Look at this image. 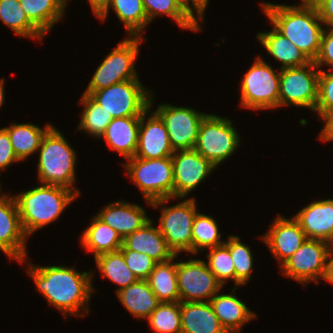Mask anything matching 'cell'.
<instances>
[{"label":"cell","instance_id":"obj_1","mask_svg":"<svg viewBox=\"0 0 333 333\" xmlns=\"http://www.w3.org/2000/svg\"><path fill=\"white\" fill-rule=\"evenodd\" d=\"M26 261L27 274L34 280L36 289L63 316L81 317L84 314V317L89 313L88 302L94 292L93 271L82 273L73 266H39Z\"/></svg>","mask_w":333,"mask_h":333},{"label":"cell","instance_id":"obj_2","mask_svg":"<svg viewBox=\"0 0 333 333\" xmlns=\"http://www.w3.org/2000/svg\"><path fill=\"white\" fill-rule=\"evenodd\" d=\"M299 5L262 2L261 9L279 33L290 40L314 61L320 51L324 24L311 0H301Z\"/></svg>","mask_w":333,"mask_h":333},{"label":"cell","instance_id":"obj_3","mask_svg":"<svg viewBox=\"0 0 333 333\" xmlns=\"http://www.w3.org/2000/svg\"><path fill=\"white\" fill-rule=\"evenodd\" d=\"M24 232L28 237L38 229L58 220L78 195L63 186L41 184L13 195Z\"/></svg>","mask_w":333,"mask_h":333},{"label":"cell","instance_id":"obj_4","mask_svg":"<svg viewBox=\"0 0 333 333\" xmlns=\"http://www.w3.org/2000/svg\"><path fill=\"white\" fill-rule=\"evenodd\" d=\"M38 152V181L66 187L79 195V189L74 186L77 154L54 125L44 134Z\"/></svg>","mask_w":333,"mask_h":333},{"label":"cell","instance_id":"obj_5","mask_svg":"<svg viewBox=\"0 0 333 333\" xmlns=\"http://www.w3.org/2000/svg\"><path fill=\"white\" fill-rule=\"evenodd\" d=\"M122 165L140 189L147 205L151 206V202L159 199L173 198L172 157L144 159L134 156Z\"/></svg>","mask_w":333,"mask_h":333},{"label":"cell","instance_id":"obj_6","mask_svg":"<svg viewBox=\"0 0 333 333\" xmlns=\"http://www.w3.org/2000/svg\"><path fill=\"white\" fill-rule=\"evenodd\" d=\"M139 79L125 80L92 92L89 96L112 118L141 117L152 108L153 92L144 88Z\"/></svg>","mask_w":333,"mask_h":333},{"label":"cell","instance_id":"obj_7","mask_svg":"<svg viewBox=\"0 0 333 333\" xmlns=\"http://www.w3.org/2000/svg\"><path fill=\"white\" fill-rule=\"evenodd\" d=\"M144 37H126L103 59L89 81L84 94L107 88L116 83L139 79L135 62L139 53V45Z\"/></svg>","mask_w":333,"mask_h":333},{"label":"cell","instance_id":"obj_8","mask_svg":"<svg viewBox=\"0 0 333 333\" xmlns=\"http://www.w3.org/2000/svg\"><path fill=\"white\" fill-rule=\"evenodd\" d=\"M172 199L174 198L151 202L152 207L162 208L159 217V231L175 255H179L183 251L191 254L192 225L198 212L196 200L195 198H183L184 201L172 206L164 205Z\"/></svg>","mask_w":333,"mask_h":333},{"label":"cell","instance_id":"obj_9","mask_svg":"<svg viewBox=\"0 0 333 333\" xmlns=\"http://www.w3.org/2000/svg\"><path fill=\"white\" fill-rule=\"evenodd\" d=\"M279 86L280 71L277 73L272 65L257 56L242 78L240 105L254 111L276 109L279 107Z\"/></svg>","mask_w":333,"mask_h":333},{"label":"cell","instance_id":"obj_10","mask_svg":"<svg viewBox=\"0 0 333 333\" xmlns=\"http://www.w3.org/2000/svg\"><path fill=\"white\" fill-rule=\"evenodd\" d=\"M231 121L212 113L203 118L199 127L194 149L216 167L240 146L239 132Z\"/></svg>","mask_w":333,"mask_h":333},{"label":"cell","instance_id":"obj_11","mask_svg":"<svg viewBox=\"0 0 333 333\" xmlns=\"http://www.w3.org/2000/svg\"><path fill=\"white\" fill-rule=\"evenodd\" d=\"M332 245L326 241L306 238L292 256L279 267L280 273L302 285L326 280Z\"/></svg>","mask_w":333,"mask_h":333},{"label":"cell","instance_id":"obj_12","mask_svg":"<svg viewBox=\"0 0 333 333\" xmlns=\"http://www.w3.org/2000/svg\"><path fill=\"white\" fill-rule=\"evenodd\" d=\"M279 70V107L295 105L315 111L320 73L315 61L303 66Z\"/></svg>","mask_w":333,"mask_h":333},{"label":"cell","instance_id":"obj_13","mask_svg":"<svg viewBox=\"0 0 333 333\" xmlns=\"http://www.w3.org/2000/svg\"><path fill=\"white\" fill-rule=\"evenodd\" d=\"M176 271L180 302H209L223 288L205 260L176 262Z\"/></svg>","mask_w":333,"mask_h":333},{"label":"cell","instance_id":"obj_14","mask_svg":"<svg viewBox=\"0 0 333 333\" xmlns=\"http://www.w3.org/2000/svg\"><path fill=\"white\" fill-rule=\"evenodd\" d=\"M154 112L164 122L174 151L194 149L206 113L167 103L160 104Z\"/></svg>","mask_w":333,"mask_h":333},{"label":"cell","instance_id":"obj_15","mask_svg":"<svg viewBox=\"0 0 333 333\" xmlns=\"http://www.w3.org/2000/svg\"><path fill=\"white\" fill-rule=\"evenodd\" d=\"M173 198H187L217 167L195 149L174 151Z\"/></svg>","mask_w":333,"mask_h":333},{"label":"cell","instance_id":"obj_16","mask_svg":"<svg viewBox=\"0 0 333 333\" xmlns=\"http://www.w3.org/2000/svg\"><path fill=\"white\" fill-rule=\"evenodd\" d=\"M1 195L0 190V250L11 260L23 264L27 256L26 239L14 196Z\"/></svg>","mask_w":333,"mask_h":333},{"label":"cell","instance_id":"obj_17","mask_svg":"<svg viewBox=\"0 0 333 333\" xmlns=\"http://www.w3.org/2000/svg\"><path fill=\"white\" fill-rule=\"evenodd\" d=\"M259 237L280 265L292 256L306 239L304 231L293 216L289 219L279 215L270 224L269 230Z\"/></svg>","mask_w":333,"mask_h":333},{"label":"cell","instance_id":"obj_18","mask_svg":"<svg viewBox=\"0 0 333 333\" xmlns=\"http://www.w3.org/2000/svg\"><path fill=\"white\" fill-rule=\"evenodd\" d=\"M150 110V108L147 109L141 115L135 157L144 159L171 157L174 150L165 124L154 111L150 113ZM148 113H150L149 116Z\"/></svg>","mask_w":333,"mask_h":333},{"label":"cell","instance_id":"obj_19","mask_svg":"<svg viewBox=\"0 0 333 333\" xmlns=\"http://www.w3.org/2000/svg\"><path fill=\"white\" fill-rule=\"evenodd\" d=\"M293 217L306 238L323 240L333 245V199L313 201Z\"/></svg>","mask_w":333,"mask_h":333},{"label":"cell","instance_id":"obj_20","mask_svg":"<svg viewBox=\"0 0 333 333\" xmlns=\"http://www.w3.org/2000/svg\"><path fill=\"white\" fill-rule=\"evenodd\" d=\"M96 216L114 229L122 239L151 220L141 205L123 200L108 203Z\"/></svg>","mask_w":333,"mask_h":333},{"label":"cell","instance_id":"obj_21","mask_svg":"<svg viewBox=\"0 0 333 333\" xmlns=\"http://www.w3.org/2000/svg\"><path fill=\"white\" fill-rule=\"evenodd\" d=\"M234 287L231 294H220L219 291L210 300L213 312L228 333H240L242 326L258 316L240 300Z\"/></svg>","mask_w":333,"mask_h":333},{"label":"cell","instance_id":"obj_22","mask_svg":"<svg viewBox=\"0 0 333 333\" xmlns=\"http://www.w3.org/2000/svg\"><path fill=\"white\" fill-rule=\"evenodd\" d=\"M149 220L141 229L134 231L123 239L120 250H132L150 256L154 261L165 262L175 256L168 247L158 227Z\"/></svg>","mask_w":333,"mask_h":333},{"label":"cell","instance_id":"obj_23","mask_svg":"<svg viewBox=\"0 0 333 333\" xmlns=\"http://www.w3.org/2000/svg\"><path fill=\"white\" fill-rule=\"evenodd\" d=\"M140 121L141 117L114 118L99 139H104L111 150L125 159L132 158L138 146Z\"/></svg>","mask_w":333,"mask_h":333},{"label":"cell","instance_id":"obj_24","mask_svg":"<svg viewBox=\"0 0 333 333\" xmlns=\"http://www.w3.org/2000/svg\"><path fill=\"white\" fill-rule=\"evenodd\" d=\"M181 333H228L209 302H180Z\"/></svg>","mask_w":333,"mask_h":333},{"label":"cell","instance_id":"obj_25","mask_svg":"<svg viewBox=\"0 0 333 333\" xmlns=\"http://www.w3.org/2000/svg\"><path fill=\"white\" fill-rule=\"evenodd\" d=\"M256 38L268 54L281 63L280 69L306 65L311 60L274 27L268 32L257 33Z\"/></svg>","mask_w":333,"mask_h":333},{"label":"cell","instance_id":"obj_26","mask_svg":"<svg viewBox=\"0 0 333 333\" xmlns=\"http://www.w3.org/2000/svg\"><path fill=\"white\" fill-rule=\"evenodd\" d=\"M109 8L124 24L128 37H142L145 26L149 24L142 0H110L96 17L100 21H104L109 13Z\"/></svg>","mask_w":333,"mask_h":333},{"label":"cell","instance_id":"obj_27","mask_svg":"<svg viewBox=\"0 0 333 333\" xmlns=\"http://www.w3.org/2000/svg\"><path fill=\"white\" fill-rule=\"evenodd\" d=\"M91 224L81 234V245L86 251L93 252L94 258L100 254L121 249L123 239L108 224L96 215L91 218Z\"/></svg>","mask_w":333,"mask_h":333},{"label":"cell","instance_id":"obj_28","mask_svg":"<svg viewBox=\"0 0 333 333\" xmlns=\"http://www.w3.org/2000/svg\"><path fill=\"white\" fill-rule=\"evenodd\" d=\"M116 294L126 310L140 319H147L160 303L146 280H138Z\"/></svg>","mask_w":333,"mask_h":333},{"label":"cell","instance_id":"obj_29","mask_svg":"<svg viewBox=\"0 0 333 333\" xmlns=\"http://www.w3.org/2000/svg\"><path fill=\"white\" fill-rule=\"evenodd\" d=\"M28 19L46 36L66 15L68 0H19Z\"/></svg>","mask_w":333,"mask_h":333},{"label":"cell","instance_id":"obj_30","mask_svg":"<svg viewBox=\"0 0 333 333\" xmlns=\"http://www.w3.org/2000/svg\"><path fill=\"white\" fill-rule=\"evenodd\" d=\"M178 255L168 261L156 263L146 281L159 302H179L176 262ZM175 262V263H174Z\"/></svg>","mask_w":333,"mask_h":333},{"label":"cell","instance_id":"obj_31","mask_svg":"<svg viewBox=\"0 0 333 333\" xmlns=\"http://www.w3.org/2000/svg\"><path fill=\"white\" fill-rule=\"evenodd\" d=\"M52 124H45L44 129L35 124L12 123L9 127H5L10 139L13 151L17 158L22 161L32 154L36 153L40 147L41 140Z\"/></svg>","mask_w":333,"mask_h":333},{"label":"cell","instance_id":"obj_32","mask_svg":"<svg viewBox=\"0 0 333 333\" xmlns=\"http://www.w3.org/2000/svg\"><path fill=\"white\" fill-rule=\"evenodd\" d=\"M0 20L19 37L39 41L45 37L28 19L19 0H0Z\"/></svg>","mask_w":333,"mask_h":333},{"label":"cell","instance_id":"obj_33","mask_svg":"<svg viewBox=\"0 0 333 333\" xmlns=\"http://www.w3.org/2000/svg\"><path fill=\"white\" fill-rule=\"evenodd\" d=\"M95 261L101 276L108 278L112 283L114 282L119 286L116 289L117 291L139 280L128 268L120 250L100 254L95 257Z\"/></svg>","mask_w":333,"mask_h":333},{"label":"cell","instance_id":"obj_34","mask_svg":"<svg viewBox=\"0 0 333 333\" xmlns=\"http://www.w3.org/2000/svg\"><path fill=\"white\" fill-rule=\"evenodd\" d=\"M218 223L209 215L197 212L192 225L191 253H203L206 249L218 247L225 244L221 240Z\"/></svg>","mask_w":333,"mask_h":333},{"label":"cell","instance_id":"obj_35","mask_svg":"<svg viewBox=\"0 0 333 333\" xmlns=\"http://www.w3.org/2000/svg\"><path fill=\"white\" fill-rule=\"evenodd\" d=\"M80 104L84 110L76 131L84 130L99 139L113 120L112 116L87 94H82Z\"/></svg>","mask_w":333,"mask_h":333},{"label":"cell","instance_id":"obj_36","mask_svg":"<svg viewBox=\"0 0 333 333\" xmlns=\"http://www.w3.org/2000/svg\"><path fill=\"white\" fill-rule=\"evenodd\" d=\"M230 251L235 269V287L245 286L251 279L253 270V253L250 247L241 242L239 236L229 235L224 244Z\"/></svg>","mask_w":333,"mask_h":333},{"label":"cell","instance_id":"obj_37","mask_svg":"<svg viewBox=\"0 0 333 333\" xmlns=\"http://www.w3.org/2000/svg\"><path fill=\"white\" fill-rule=\"evenodd\" d=\"M154 333H181L179 302H160L147 318Z\"/></svg>","mask_w":333,"mask_h":333},{"label":"cell","instance_id":"obj_38","mask_svg":"<svg viewBox=\"0 0 333 333\" xmlns=\"http://www.w3.org/2000/svg\"><path fill=\"white\" fill-rule=\"evenodd\" d=\"M147 19L150 22L156 16L166 15L170 17L182 29H188L193 32L202 31L173 0H142Z\"/></svg>","mask_w":333,"mask_h":333},{"label":"cell","instance_id":"obj_39","mask_svg":"<svg viewBox=\"0 0 333 333\" xmlns=\"http://www.w3.org/2000/svg\"><path fill=\"white\" fill-rule=\"evenodd\" d=\"M206 262L210 271L218 281L224 286L228 280H233L235 284V269L229 249L225 245L213 247L207 253Z\"/></svg>","mask_w":333,"mask_h":333},{"label":"cell","instance_id":"obj_40","mask_svg":"<svg viewBox=\"0 0 333 333\" xmlns=\"http://www.w3.org/2000/svg\"><path fill=\"white\" fill-rule=\"evenodd\" d=\"M329 71L320 69L319 73L318 100L314 111L319 118L333 109V70Z\"/></svg>","mask_w":333,"mask_h":333},{"label":"cell","instance_id":"obj_41","mask_svg":"<svg viewBox=\"0 0 333 333\" xmlns=\"http://www.w3.org/2000/svg\"><path fill=\"white\" fill-rule=\"evenodd\" d=\"M128 268L139 280H146L153 271L156 261L150 256L132 250H120Z\"/></svg>","mask_w":333,"mask_h":333},{"label":"cell","instance_id":"obj_42","mask_svg":"<svg viewBox=\"0 0 333 333\" xmlns=\"http://www.w3.org/2000/svg\"><path fill=\"white\" fill-rule=\"evenodd\" d=\"M325 27L322 34L320 51L314 61L319 70L321 67L327 65L331 67L328 70H333V26Z\"/></svg>","mask_w":333,"mask_h":333},{"label":"cell","instance_id":"obj_43","mask_svg":"<svg viewBox=\"0 0 333 333\" xmlns=\"http://www.w3.org/2000/svg\"><path fill=\"white\" fill-rule=\"evenodd\" d=\"M20 160L15 155L10 136L5 128L0 129V172L6 169L12 163Z\"/></svg>","mask_w":333,"mask_h":333},{"label":"cell","instance_id":"obj_44","mask_svg":"<svg viewBox=\"0 0 333 333\" xmlns=\"http://www.w3.org/2000/svg\"><path fill=\"white\" fill-rule=\"evenodd\" d=\"M178 7L194 22L198 27L203 23L205 10L195 0H173ZM194 9V10H193ZM195 11V13H194ZM196 15V17H195ZM200 20V22H199Z\"/></svg>","mask_w":333,"mask_h":333},{"label":"cell","instance_id":"obj_45","mask_svg":"<svg viewBox=\"0 0 333 333\" xmlns=\"http://www.w3.org/2000/svg\"><path fill=\"white\" fill-rule=\"evenodd\" d=\"M324 26H333V0H311Z\"/></svg>","mask_w":333,"mask_h":333},{"label":"cell","instance_id":"obj_46","mask_svg":"<svg viewBox=\"0 0 333 333\" xmlns=\"http://www.w3.org/2000/svg\"><path fill=\"white\" fill-rule=\"evenodd\" d=\"M320 119L324 122V127L321 129L318 137L323 142L333 140V109L327 110Z\"/></svg>","mask_w":333,"mask_h":333},{"label":"cell","instance_id":"obj_47","mask_svg":"<svg viewBox=\"0 0 333 333\" xmlns=\"http://www.w3.org/2000/svg\"><path fill=\"white\" fill-rule=\"evenodd\" d=\"M110 0H88L95 17L107 6Z\"/></svg>","mask_w":333,"mask_h":333},{"label":"cell","instance_id":"obj_48","mask_svg":"<svg viewBox=\"0 0 333 333\" xmlns=\"http://www.w3.org/2000/svg\"><path fill=\"white\" fill-rule=\"evenodd\" d=\"M325 281L333 285V246L329 254L328 274Z\"/></svg>","mask_w":333,"mask_h":333},{"label":"cell","instance_id":"obj_49","mask_svg":"<svg viewBox=\"0 0 333 333\" xmlns=\"http://www.w3.org/2000/svg\"><path fill=\"white\" fill-rule=\"evenodd\" d=\"M4 80L5 79H0V108L3 106L4 104V99H5V89H4Z\"/></svg>","mask_w":333,"mask_h":333},{"label":"cell","instance_id":"obj_50","mask_svg":"<svg viewBox=\"0 0 333 333\" xmlns=\"http://www.w3.org/2000/svg\"><path fill=\"white\" fill-rule=\"evenodd\" d=\"M204 10H206L209 0H195Z\"/></svg>","mask_w":333,"mask_h":333}]
</instances>
